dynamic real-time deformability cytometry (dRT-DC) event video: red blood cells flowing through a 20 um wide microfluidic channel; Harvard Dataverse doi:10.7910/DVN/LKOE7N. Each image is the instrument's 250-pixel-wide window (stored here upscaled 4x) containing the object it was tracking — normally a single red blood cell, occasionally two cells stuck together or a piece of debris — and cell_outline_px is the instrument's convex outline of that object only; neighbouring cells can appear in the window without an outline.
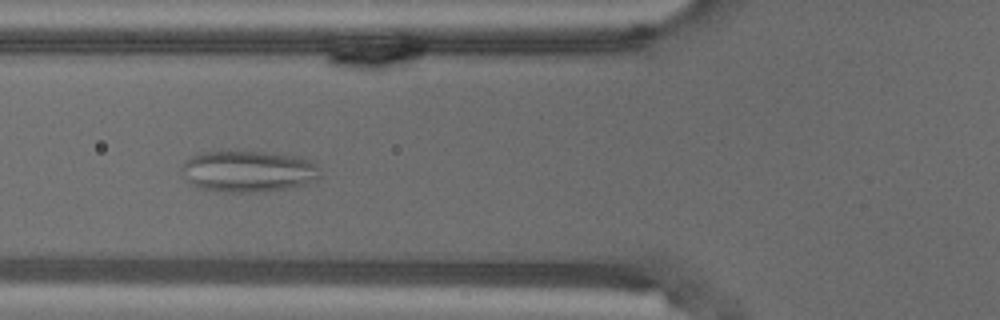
{"species": "common noctule bat (a hibernating species)", "species_latin": "Nyctalus noctula", "temperature_condition": "warm", "stored_images_in_passage": 49, "camera_frame_rate_fps": 3000, "um_per_image_px": 0.085, "animal": {"sex": "male", "body_mass_g": 18.8}, "frame": {"image": 1, "passage_image": 14, "time_ms": 4.333, "image_size_px": [1000, 320], "cell_outline_px": [[320, 176], [316, 180], [308, 184], [288, 188], [252, 192], [224, 192], [204, 188], [192, 184], [180, 168], [184, 160], [192, 156], [208, 152], [268, 152], [304, 156], [312, 160], [320, 168]], "centroid_in_image_um": [21.2, 14.55], "position_along_channel_um": 104.6, "area_um2": 33.41}}
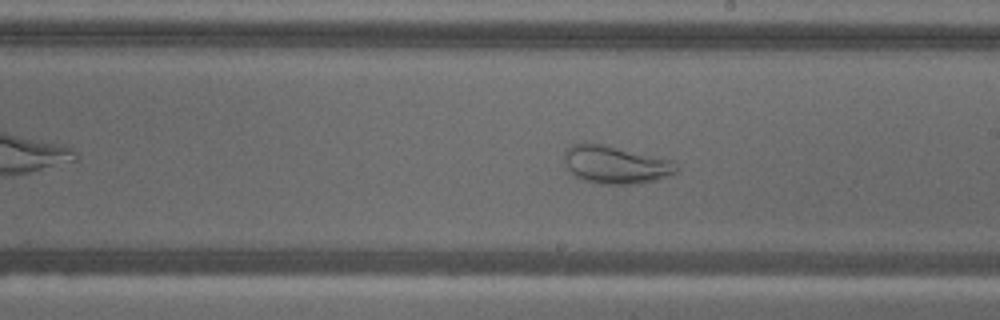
{"frame": {"image": 2, "passage_image": 25, "time_ms": 8.0, "image_size_px": [1000, 320], "cell_outline_px": [[680, 168], [676, 172], [656, 180], [632, 184], [600, 184], [584, 180], [576, 176], [568, 168], [564, 160], [564, 152], [572, 144], [584, 140], [672, 160]], "centroid_in_image_um": [52.29, 13.98], "position_along_channel_um": 236.7, "area_um2": 24.74}}
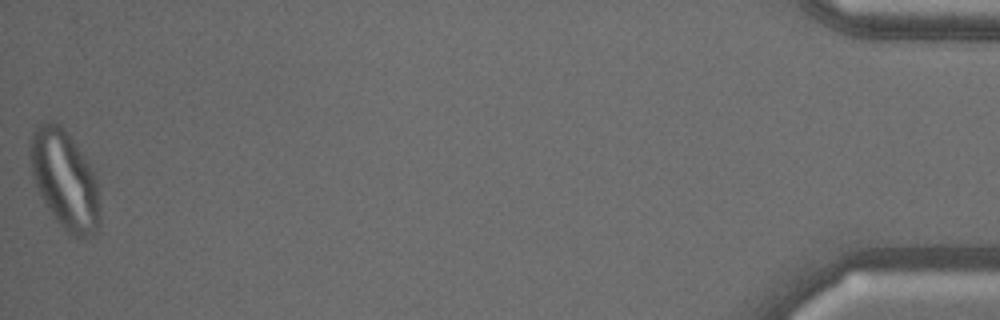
{"frame": {"image": 3, "passage_image": 49, "time_ms": 16.0, "image_size_px": [1000, 320], "cell_outline_px": [[100, 224], [96, 232], [84, 240], [80, 240], [68, 236], [56, 220], [40, 196], [36, 188], [32, 176], [28, 156], [28, 144], [32, 132], [40, 124], [52, 120], [60, 124], [88, 160], [100, 184]], "centroid_in_image_um": [5.52, 15.33], "position_along_channel_um": 429.7, "area_um2": 41.38}}